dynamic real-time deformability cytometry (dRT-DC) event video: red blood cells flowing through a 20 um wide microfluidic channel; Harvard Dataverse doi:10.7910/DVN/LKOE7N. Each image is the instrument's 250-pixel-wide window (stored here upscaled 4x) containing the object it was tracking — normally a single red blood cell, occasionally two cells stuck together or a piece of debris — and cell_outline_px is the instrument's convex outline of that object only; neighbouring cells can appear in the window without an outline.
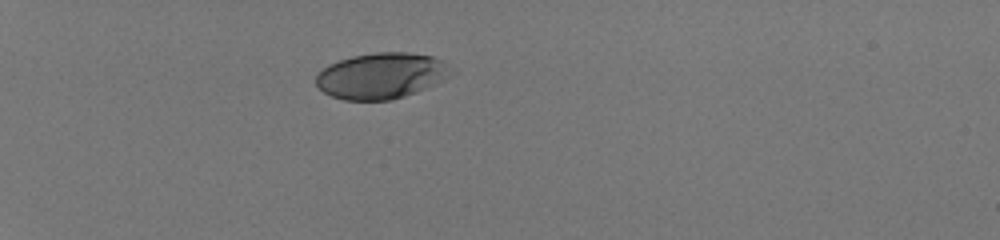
{"species": "human", "species_latin": "Homo sapiens", "temperature_condition": "room temperature", "stored_images_in_passage": 36, "camera_frame_rate_fps": 3000, "um_per_image_px": 0.085, "donor": {"sex": "male"}, "frame": {"image": 1, "passage_image": 1, "time_ms": 0.0, "image_size_px": [1000, 240], "cell_outline_px": [[456, 72], [416, 92], [392, 100], [344, 100], [332, 96], [324, 92], [316, 84], [316, 76], [328, 64], [352, 56], [376, 52], [408, 52], [432, 56], [444, 60], [456, 68]], "centroid_in_image_um": [32.46, 6.42], "position_along_channel_um": 52.5, "area_um2": 36.24}}
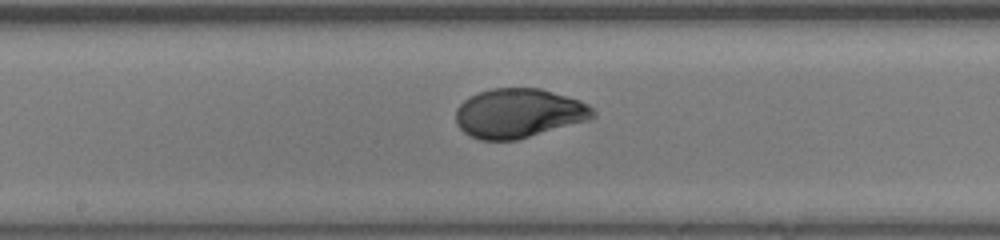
{"frame": {"image": 2, "passage_image": 16, "time_ms": 5.0, "image_size_px": [1000, 240], "cell_outline_px": [[596, 116], [588, 120], [516, 140], [480, 140], [464, 132], [456, 124], [456, 108], [464, 100], [476, 92], [492, 88], [540, 88], [580, 100], [588, 104], [596, 112]], "centroid_in_image_um": [44.08, 9.61], "position_along_channel_um": 204.1, "area_um2": 39.42}}
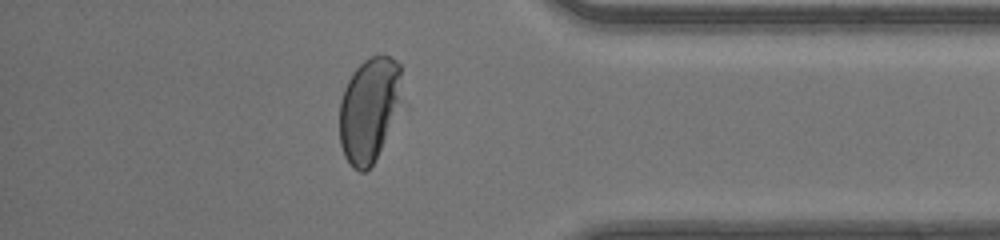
{"frame": {"image": 3, "passage_image": 31, "time_ms": 10.0, "image_size_px": [1000, 240], "cell_outline_px": [[400, 104], [384, 140], [372, 164], [364, 172], [360, 172], [352, 168], [344, 156], [340, 144], [340, 100], [344, 88], [352, 72], [364, 60], [372, 56], [392, 56], [400, 64]], "centroid_in_image_um": [31.34, 9.29], "position_along_channel_um": 403.9, "area_um2": 37.51}, "authors_computed_cell_mechanics": {"area_um2": 39.3907, "velocity_mm_per_s": 4.1868, "shape_relaxation_time_tau1_ms": 3.0774, "shape_relaxation_time_tau2_ms": null, "deformation_change_tau1": 0.1855, "deformation_change_tau2": null}}